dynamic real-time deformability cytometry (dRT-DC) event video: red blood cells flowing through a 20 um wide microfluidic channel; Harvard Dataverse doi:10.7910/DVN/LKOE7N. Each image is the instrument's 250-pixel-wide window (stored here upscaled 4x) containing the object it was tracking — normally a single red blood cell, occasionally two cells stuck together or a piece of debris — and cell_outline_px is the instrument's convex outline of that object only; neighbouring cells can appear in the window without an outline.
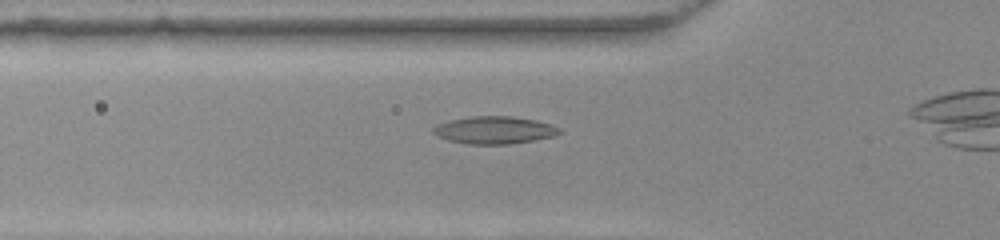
{"species": "common noctule bat (a hibernating species)", "species_latin": "Nyctalus noctula", "temperature_condition": "warm", "stored_images_in_passage": 28, "camera_frame_rate_fps": 3000, "um_per_image_px": 0.085, "animal": {"sex": "female", "body_mass_g": 22.0, "forearm_length_mm": 56.7}, "frame": {"image": 1, "passage_image": 3, "time_ms": 0.667, "image_size_px": [1000, 240], "cell_outline_px": [[564, 132], [552, 136], [532, 140], [508, 144], [472, 144], [448, 140], [436, 136], [432, 132], [432, 128], [436, 124], [448, 120], [468, 116], [512, 116], [536, 120], [552, 124], [560, 128]], "centroid_in_image_um": [42.0, 11.04], "position_along_channel_um": 83.8, "area_um2": 20.35}}
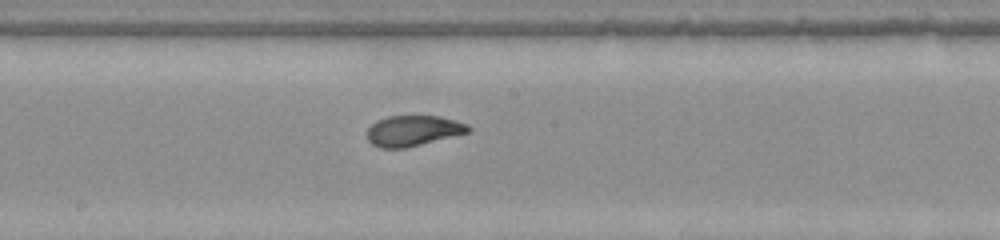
{"frame": {"image": 2, "passage_image": 13, "time_ms": 4.0, "image_size_px": [1000, 240], "cell_outline_px": [[472, 128], [468, 132], [408, 148], [380, 148], [372, 144], [368, 140], [368, 128], [376, 120], [388, 116], [440, 116], [456, 120], [468, 124]], "centroid_in_image_um": [35.12, 11.11], "position_along_channel_um": 213.1, "area_um2": 18.09}}
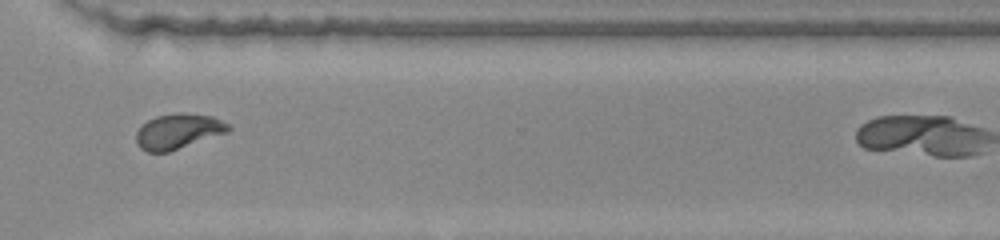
{"frame": {"image": 3, "passage_image": 24, "time_ms": 7.667, "image_size_px": [1000, 240], "cell_outline_px": [[232, 128], [228, 132], [168, 152], [148, 152], [140, 148], [136, 140], [136, 132], [140, 124], [156, 116], [176, 112], [184, 112], [212, 116], [228, 124]], "centroid_in_image_um": [15.12, 11.15], "position_along_channel_um": 355.5, "area_um2": 19.02}}